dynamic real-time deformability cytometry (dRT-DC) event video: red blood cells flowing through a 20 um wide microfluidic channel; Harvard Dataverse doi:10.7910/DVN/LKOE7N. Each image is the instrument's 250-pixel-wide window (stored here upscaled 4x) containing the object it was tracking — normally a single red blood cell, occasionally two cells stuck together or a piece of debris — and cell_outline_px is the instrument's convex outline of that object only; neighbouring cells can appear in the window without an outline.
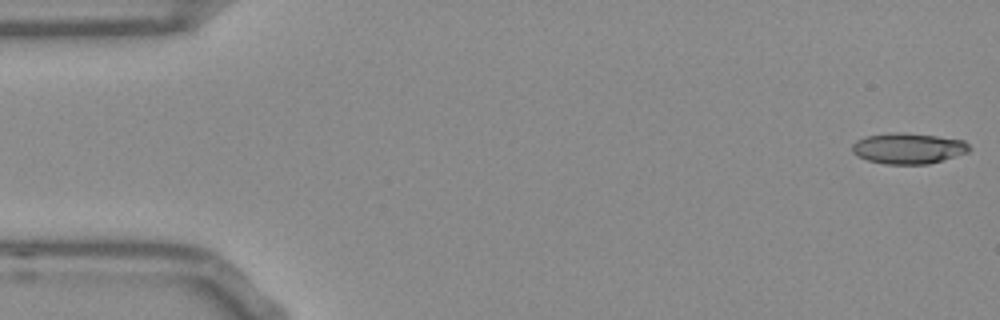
{"species": "Egyptian fruit bat (a non-hibernating species)", "species_latin": "Rousettus aegyptiacus", "temperature_condition": "room temperature", "stored_images_in_passage": 53, "camera_frame_rate_fps": 3000, "um_per_image_px": 0.085, "frame": {"image": 1, "passage_image": 1, "time_ms": 0.0, "image_size_px": [1000, 320], "cell_outline_px": [[972, 148], [968, 152], [928, 164], [884, 164], [868, 160], [852, 152], [852, 144], [856, 140], [864, 136], [888, 132], [904, 132], [936, 136], [964, 140]], "centroid_in_image_um": [77.18, 12.59], "position_along_channel_um": 7.8, "area_um2": 21.1}}
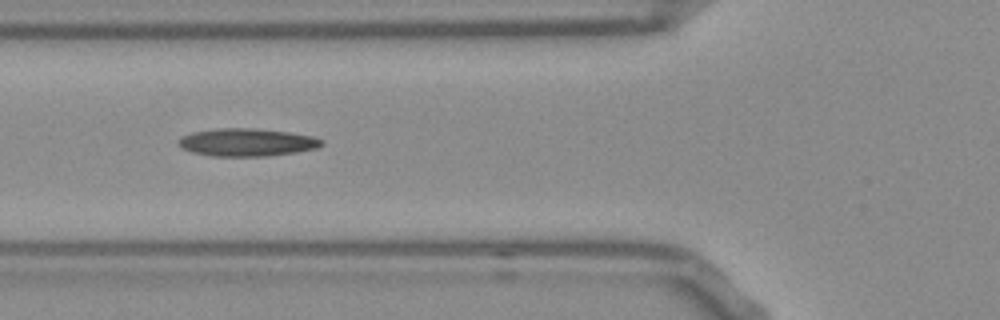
{"frame": {"image": 2, "passage_image": 19, "time_ms": 6.0, "image_size_px": [1000, 320], "cell_outline_px": [[324, 144], [316, 148], [296, 152], [268, 156], [212, 156], [192, 152], [176, 144], [176, 140], [180, 136], [192, 132], [216, 128], [256, 128], [288, 132], [312, 136], [324, 140]], "centroid_in_image_um": [20.95, 12.09], "position_along_channel_um": 104.8, "area_um2": 23.35}}
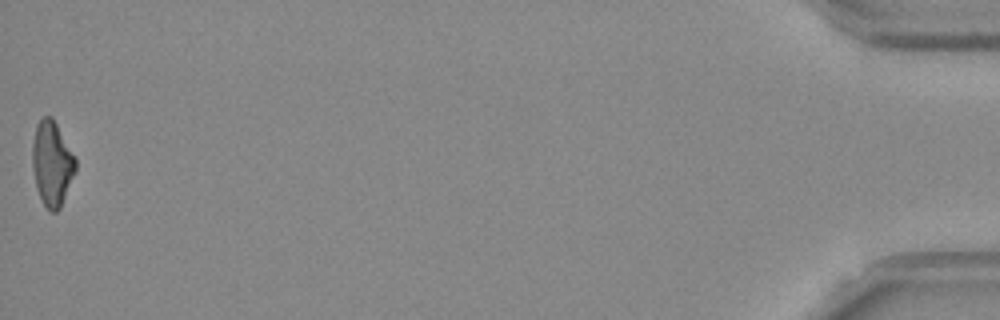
{"frame": {"image": 3, "passage_image": 53, "time_ms": 17.333, "image_size_px": [1000, 320], "cell_outline_px": [[76, 172], [60, 208], [56, 212], [52, 212], [44, 204], [36, 188], [32, 164], [32, 144], [36, 124], [44, 116], [52, 116], [76, 160]], "centroid_in_image_um": [4.41, 13.9], "position_along_channel_um": 430.8, "area_um2": 21.15}, "authors_computed_cell_mechanics": {"area_um2": 21.675, "velocity_mm_per_s": 3.7893, "shape_relaxation_time_tau1_ms": null, "shape_relaxation_time_tau2_ms": 4.067, "deformation_change_tau1": null, "deformation_change_tau2": 0.1485}}